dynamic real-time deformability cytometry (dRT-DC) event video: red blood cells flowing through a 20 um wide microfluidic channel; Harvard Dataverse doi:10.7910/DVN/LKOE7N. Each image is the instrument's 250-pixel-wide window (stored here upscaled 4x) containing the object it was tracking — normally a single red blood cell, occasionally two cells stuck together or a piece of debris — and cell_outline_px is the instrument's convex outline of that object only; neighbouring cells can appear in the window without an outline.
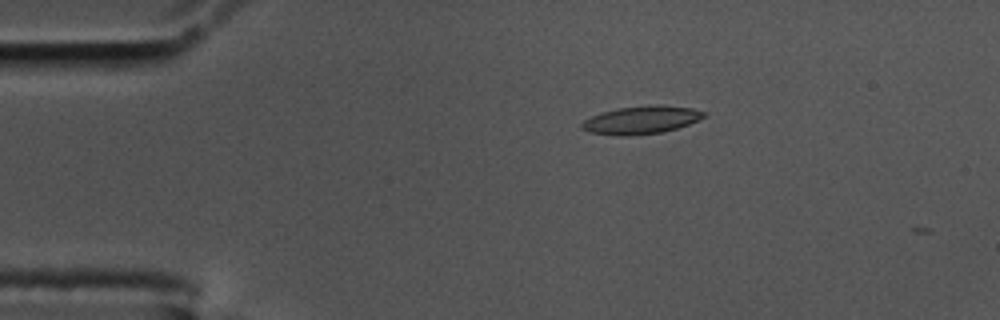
{"species": "common noctule bat (a hibernating species)", "species_latin": "Nyctalus noctula", "temperature_condition": "cold", "stored_images_in_passage": 5, "camera_frame_rate_fps": 3000, "um_per_image_px": 0.085, "animal": {"sex": "male", "body_mass_g": 17.5, "forearm_length_mm": 52.3}, "frame": {"image": 1, "passage_image": 1, "time_ms": 0.0, "image_size_px": [1000, 320], "cell_outline_px": [[708, 116], [688, 124], [676, 128], [660, 132], [628, 136], [624, 136], [588, 132], [580, 128], [580, 124], [584, 120], [592, 116], [616, 108], [648, 104], [660, 104], [692, 108], [708, 112]], "centroid_in_image_um": [54.53, 10.18], "position_along_channel_um": 30.5, "area_um2": 20.06}}